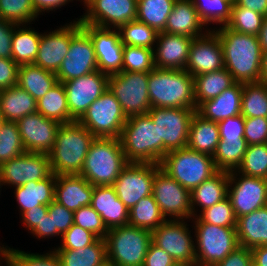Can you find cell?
Wrapping results in <instances>:
<instances>
[{
  "mask_svg": "<svg viewBox=\"0 0 267 266\" xmlns=\"http://www.w3.org/2000/svg\"><path fill=\"white\" fill-rule=\"evenodd\" d=\"M213 31L221 42L225 69L234 81L242 84L260 82L263 52L258 37L236 32L226 25L219 29L214 27Z\"/></svg>",
  "mask_w": 267,
  "mask_h": 266,
  "instance_id": "cell-1",
  "label": "cell"
},
{
  "mask_svg": "<svg viewBox=\"0 0 267 266\" xmlns=\"http://www.w3.org/2000/svg\"><path fill=\"white\" fill-rule=\"evenodd\" d=\"M96 137L78 121L61 124L48 153L55 175L80 174L88 150Z\"/></svg>",
  "mask_w": 267,
  "mask_h": 266,
  "instance_id": "cell-2",
  "label": "cell"
},
{
  "mask_svg": "<svg viewBox=\"0 0 267 266\" xmlns=\"http://www.w3.org/2000/svg\"><path fill=\"white\" fill-rule=\"evenodd\" d=\"M148 94L151 107L197 110L194 78L186 70L155 67L148 72Z\"/></svg>",
  "mask_w": 267,
  "mask_h": 266,
  "instance_id": "cell-3",
  "label": "cell"
},
{
  "mask_svg": "<svg viewBox=\"0 0 267 266\" xmlns=\"http://www.w3.org/2000/svg\"><path fill=\"white\" fill-rule=\"evenodd\" d=\"M128 163L119 138L96 137L79 175L93 186L113 185Z\"/></svg>",
  "mask_w": 267,
  "mask_h": 266,
  "instance_id": "cell-4",
  "label": "cell"
},
{
  "mask_svg": "<svg viewBox=\"0 0 267 266\" xmlns=\"http://www.w3.org/2000/svg\"><path fill=\"white\" fill-rule=\"evenodd\" d=\"M160 167L190 192L218 172L213 156L188 147L168 152Z\"/></svg>",
  "mask_w": 267,
  "mask_h": 266,
  "instance_id": "cell-5",
  "label": "cell"
},
{
  "mask_svg": "<svg viewBox=\"0 0 267 266\" xmlns=\"http://www.w3.org/2000/svg\"><path fill=\"white\" fill-rule=\"evenodd\" d=\"M105 241L112 266H143L152 231L128 224L109 229Z\"/></svg>",
  "mask_w": 267,
  "mask_h": 266,
  "instance_id": "cell-6",
  "label": "cell"
},
{
  "mask_svg": "<svg viewBox=\"0 0 267 266\" xmlns=\"http://www.w3.org/2000/svg\"><path fill=\"white\" fill-rule=\"evenodd\" d=\"M192 221L195 225V266H215L239 247L236 228L206 223L198 216L192 217Z\"/></svg>",
  "mask_w": 267,
  "mask_h": 266,
  "instance_id": "cell-7",
  "label": "cell"
},
{
  "mask_svg": "<svg viewBox=\"0 0 267 266\" xmlns=\"http://www.w3.org/2000/svg\"><path fill=\"white\" fill-rule=\"evenodd\" d=\"M119 139L128 162L158 164L157 126L148 114L128 117Z\"/></svg>",
  "mask_w": 267,
  "mask_h": 266,
  "instance_id": "cell-8",
  "label": "cell"
},
{
  "mask_svg": "<svg viewBox=\"0 0 267 266\" xmlns=\"http://www.w3.org/2000/svg\"><path fill=\"white\" fill-rule=\"evenodd\" d=\"M196 110L151 107L147 113L158 132V164L173 150L187 147L189 127Z\"/></svg>",
  "mask_w": 267,
  "mask_h": 266,
  "instance_id": "cell-9",
  "label": "cell"
},
{
  "mask_svg": "<svg viewBox=\"0 0 267 266\" xmlns=\"http://www.w3.org/2000/svg\"><path fill=\"white\" fill-rule=\"evenodd\" d=\"M127 121L121 104L107 89L96 99L78 120L95 137L120 138L122 128Z\"/></svg>",
  "mask_w": 267,
  "mask_h": 266,
  "instance_id": "cell-10",
  "label": "cell"
},
{
  "mask_svg": "<svg viewBox=\"0 0 267 266\" xmlns=\"http://www.w3.org/2000/svg\"><path fill=\"white\" fill-rule=\"evenodd\" d=\"M108 89L117 98L126 117L147 114L151 109L148 73L118 72L111 74Z\"/></svg>",
  "mask_w": 267,
  "mask_h": 266,
  "instance_id": "cell-11",
  "label": "cell"
},
{
  "mask_svg": "<svg viewBox=\"0 0 267 266\" xmlns=\"http://www.w3.org/2000/svg\"><path fill=\"white\" fill-rule=\"evenodd\" d=\"M188 221L166 220L152 231V243L164 249L177 264L196 265L195 243Z\"/></svg>",
  "mask_w": 267,
  "mask_h": 266,
  "instance_id": "cell-12",
  "label": "cell"
},
{
  "mask_svg": "<svg viewBox=\"0 0 267 266\" xmlns=\"http://www.w3.org/2000/svg\"><path fill=\"white\" fill-rule=\"evenodd\" d=\"M152 195L162 215L168 220H191L190 191L161 168L155 173Z\"/></svg>",
  "mask_w": 267,
  "mask_h": 266,
  "instance_id": "cell-13",
  "label": "cell"
},
{
  "mask_svg": "<svg viewBox=\"0 0 267 266\" xmlns=\"http://www.w3.org/2000/svg\"><path fill=\"white\" fill-rule=\"evenodd\" d=\"M160 168V164L136 162H129L124 167L112 186L128 209L152 194L154 176Z\"/></svg>",
  "mask_w": 267,
  "mask_h": 266,
  "instance_id": "cell-14",
  "label": "cell"
},
{
  "mask_svg": "<svg viewBox=\"0 0 267 266\" xmlns=\"http://www.w3.org/2000/svg\"><path fill=\"white\" fill-rule=\"evenodd\" d=\"M227 197L236 219L267 205V179L229 172Z\"/></svg>",
  "mask_w": 267,
  "mask_h": 266,
  "instance_id": "cell-15",
  "label": "cell"
},
{
  "mask_svg": "<svg viewBox=\"0 0 267 266\" xmlns=\"http://www.w3.org/2000/svg\"><path fill=\"white\" fill-rule=\"evenodd\" d=\"M86 13L81 23L103 28H116L137 18V0H81Z\"/></svg>",
  "mask_w": 267,
  "mask_h": 266,
  "instance_id": "cell-16",
  "label": "cell"
},
{
  "mask_svg": "<svg viewBox=\"0 0 267 266\" xmlns=\"http://www.w3.org/2000/svg\"><path fill=\"white\" fill-rule=\"evenodd\" d=\"M109 76L97 70L88 75L62 82L72 121H78L89 106L108 89Z\"/></svg>",
  "mask_w": 267,
  "mask_h": 266,
  "instance_id": "cell-17",
  "label": "cell"
},
{
  "mask_svg": "<svg viewBox=\"0 0 267 266\" xmlns=\"http://www.w3.org/2000/svg\"><path fill=\"white\" fill-rule=\"evenodd\" d=\"M52 174L48 154L26 152L0 164V182L5 186H21L41 181Z\"/></svg>",
  "mask_w": 267,
  "mask_h": 266,
  "instance_id": "cell-18",
  "label": "cell"
},
{
  "mask_svg": "<svg viewBox=\"0 0 267 266\" xmlns=\"http://www.w3.org/2000/svg\"><path fill=\"white\" fill-rule=\"evenodd\" d=\"M98 70L94 44L81 27L71 38L69 51L56 73L58 82L79 78Z\"/></svg>",
  "mask_w": 267,
  "mask_h": 266,
  "instance_id": "cell-19",
  "label": "cell"
},
{
  "mask_svg": "<svg viewBox=\"0 0 267 266\" xmlns=\"http://www.w3.org/2000/svg\"><path fill=\"white\" fill-rule=\"evenodd\" d=\"M94 44L97 66L100 72L108 75L122 72L123 43L119 30L81 23Z\"/></svg>",
  "mask_w": 267,
  "mask_h": 266,
  "instance_id": "cell-20",
  "label": "cell"
},
{
  "mask_svg": "<svg viewBox=\"0 0 267 266\" xmlns=\"http://www.w3.org/2000/svg\"><path fill=\"white\" fill-rule=\"evenodd\" d=\"M81 27V21L77 18V21L67 23L52 32L41 33L34 65L57 73L69 51L72 36Z\"/></svg>",
  "mask_w": 267,
  "mask_h": 266,
  "instance_id": "cell-21",
  "label": "cell"
},
{
  "mask_svg": "<svg viewBox=\"0 0 267 266\" xmlns=\"http://www.w3.org/2000/svg\"><path fill=\"white\" fill-rule=\"evenodd\" d=\"M26 152L48 154L54 146L61 125L35 112L16 121Z\"/></svg>",
  "mask_w": 267,
  "mask_h": 266,
  "instance_id": "cell-22",
  "label": "cell"
},
{
  "mask_svg": "<svg viewBox=\"0 0 267 266\" xmlns=\"http://www.w3.org/2000/svg\"><path fill=\"white\" fill-rule=\"evenodd\" d=\"M225 68L223 51L218 35L210 29L193 38L185 70L193 77Z\"/></svg>",
  "mask_w": 267,
  "mask_h": 266,
  "instance_id": "cell-23",
  "label": "cell"
},
{
  "mask_svg": "<svg viewBox=\"0 0 267 266\" xmlns=\"http://www.w3.org/2000/svg\"><path fill=\"white\" fill-rule=\"evenodd\" d=\"M193 38L159 32L153 49L154 65L161 69L185 70Z\"/></svg>",
  "mask_w": 267,
  "mask_h": 266,
  "instance_id": "cell-24",
  "label": "cell"
},
{
  "mask_svg": "<svg viewBox=\"0 0 267 266\" xmlns=\"http://www.w3.org/2000/svg\"><path fill=\"white\" fill-rule=\"evenodd\" d=\"M93 190L94 186L79 174L56 175L54 201L74 212L91 205Z\"/></svg>",
  "mask_w": 267,
  "mask_h": 266,
  "instance_id": "cell-25",
  "label": "cell"
},
{
  "mask_svg": "<svg viewBox=\"0 0 267 266\" xmlns=\"http://www.w3.org/2000/svg\"><path fill=\"white\" fill-rule=\"evenodd\" d=\"M91 206L102 217L108 230L128 225L129 209L118 198L112 185L94 186Z\"/></svg>",
  "mask_w": 267,
  "mask_h": 266,
  "instance_id": "cell-26",
  "label": "cell"
},
{
  "mask_svg": "<svg viewBox=\"0 0 267 266\" xmlns=\"http://www.w3.org/2000/svg\"><path fill=\"white\" fill-rule=\"evenodd\" d=\"M242 91L243 84L235 83L217 97L202 102L196 112L214 122L241 115Z\"/></svg>",
  "mask_w": 267,
  "mask_h": 266,
  "instance_id": "cell-27",
  "label": "cell"
},
{
  "mask_svg": "<svg viewBox=\"0 0 267 266\" xmlns=\"http://www.w3.org/2000/svg\"><path fill=\"white\" fill-rule=\"evenodd\" d=\"M203 26L191 0H176L163 32L196 38L209 30Z\"/></svg>",
  "mask_w": 267,
  "mask_h": 266,
  "instance_id": "cell-28",
  "label": "cell"
},
{
  "mask_svg": "<svg viewBox=\"0 0 267 266\" xmlns=\"http://www.w3.org/2000/svg\"><path fill=\"white\" fill-rule=\"evenodd\" d=\"M236 233L241 247L267 245V205L237 218Z\"/></svg>",
  "mask_w": 267,
  "mask_h": 266,
  "instance_id": "cell-29",
  "label": "cell"
},
{
  "mask_svg": "<svg viewBox=\"0 0 267 266\" xmlns=\"http://www.w3.org/2000/svg\"><path fill=\"white\" fill-rule=\"evenodd\" d=\"M229 172L218 171L190 192L193 217L227 197ZM195 206L197 208H195Z\"/></svg>",
  "mask_w": 267,
  "mask_h": 266,
  "instance_id": "cell-30",
  "label": "cell"
},
{
  "mask_svg": "<svg viewBox=\"0 0 267 266\" xmlns=\"http://www.w3.org/2000/svg\"><path fill=\"white\" fill-rule=\"evenodd\" d=\"M56 175L52 173L41 181H29L14 190L15 199L21 211L20 215L38 205H49L54 201Z\"/></svg>",
  "mask_w": 267,
  "mask_h": 266,
  "instance_id": "cell-31",
  "label": "cell"
},
{
  "mask_svg": "<svg viewBox=\"0 0 267 266\" xmlns=\"http://www.w3.org/2000/svg\"><path fill=\"white\" fill-rule=\"evenodd\" d=\"M37 112V101L19 85L0 90V114L5 121H17Z\"/></svg>",
  "mask_w": 267,
  "mask_h": 266,
  "instance_id": "cell-32",
  "label": "cell"
},
{
  "mask_svg": "<svg viewBox=\"0 0 267 266\" xmlns=\"http://www.w3.org/2000/svg\"><path fill=\"white\" fill-rule=\"evenodd\" d=\"M220 141L218 122L204 119L197 112L189 127L187 147L196 152L213 156Z\"/></svg>",
  "mask_w": 267,
  "mask_h": 266,
  "instance_id": "cell-33",
  "label": "cell"
},
{
  "mask_svg": "<svg viewBox=\"0 0 267 266\" xmlns=\"http://www.w3.org/2000/svg\"><path fill=\"white\" fill-rule=\"evenodd\" d=\"M62 266H102L108 262L105 239L97 238L92 244L74 249H52Z\"/></svg>",
  "mask_w": 267,
  "mask_h": 266,
  "instance_id": "cell-34",
  "label": "cell"
},
{
  "mask_svg": "<svg viewBox=\"0 0 267 266\" xmlns=\"http://www.w3.org/2000/svg\"><path fill=\"white\" fill-rule=\"evenodd\" d=\"M57 82L54 72L34 64L19 65L17 85L30 93L36 101L52 89Z\"/></svg>",
  "mask_w": 267,
  "mask_h": 266,
  "instance_id": "cell-35",
  "label": "cell"
},
{
  "mask_svg": "<svg viewBox=\"0 0 267 266\" xmlns=\"http://www.w3.org/2000/svg\"><path fill=\"white\" fill-rule=\"evenodd\" d=\"M28 25L17 24L13 31L11 59L18 65L34 64L37 57L41 34Z\"/></svg>",
  "mask_w": 267,
  "mask_h": 266,
  "instance_id": "cell-36",
  "label": "cell"
},
{
  "mask_svg": "<svg viewBox=\"0 0 267 266\" xmlns=\"http://www.w3.org/2000/svg\"><path fill=\"white\" fill-rule=\"evenodd\" d=\"M194 78V98L196 107L202 102L215 98L236 82L227 69L197 75Z\"/></svg>",
  "mask_w": 267,
  "mask_h": 266,
  "instance_id": "cell-37",
  "label": "cell"
},
{
  "mask_svg": "<svg viewBox=\"0 0 267 266\" xmlns=\"http://www.w3.org/2000/svg\"><path fill=\"white\" fill-rule=\"evenodd\" d=\"M37 112L60 124L73 122L67 104V95L63 83L57 82L43 97L37 100Z\"/></svg>",
  "mask_w": 267,
  "mask_h": 266,
  "instance_id": "cell-38",
  "label": "cell"
},
{
  "mask_svg": "<svg viewBox=\"0 0 267 266\" xmlns=\"http://www.w3.org/2000/svg\"><path fill=\"white\" fill-rule=\"evenodd\" d=\"M176 0H137L136 20L155 29L158 33L166 27Z\"/></svg>",
  "mask_w": 267,
  "mask_h": 266,
  "instance_id": "cell-39",
  "label": "cell"
},
{
  "mask_svg": "<svg viewBox=\"0 0 267 266\" xmlns=\"http://www.w3.org/2000/svg\"><path fill=\"white\" fill-rule=\"evenodd\" d=\"M165 221L166 218L162 215L152 194L141 198L135 206L129 209L128 224L131 226L153 231Z\"/></svg>",
  "mask_w": 267,
  "mask_h": 266,
  "instance_id": "cell-40",
  "label": "cell"
},
{
  "mask_svg": "<svg viewBox=\"0 0 267 266\" xmlns=\"http://www.w3.org/2000/svg\"><path fill=\"white\" fill-rule=\"evenodd\" d=\"M248 144L245 139H220L213 160L218 171H236Z\"/></svg>",
  "mask_w": 267,
  "mask_h": 266,
  "instance_id": "cell-41",
  "label": "cell"
},
{
  "mask_svg": "<svg viewBox=\"0 0 267 266\" xmlns=\"http://www.w3.org/2000/svg\"><path fill=\"white\" fill-rule=\"evenodd\" d=\"M241 115L244 118H267V83H244L242 91Z\"/></svg>",
  "mask_w": 267,
  "mask_h": 266,
  "instance_id": "cell-42",
  "label": "cell"
},
{
  "mask_svg": "<svg viewBox=\"0 0 267 266\" xmlns=\"http://www.w3.org/2000/svg\"><path fill=\"white\" fill-rule=\"evenodd\" d=\"M201 22L208 27L209 24L225 26L231 18L232 0H191Z\"/></svg>",
  "mask_w": 267,
  "mask_h": 266,
  "instance_id": "cell-43",
  "label": "cell"
},
{
  "mask_svg": "<svg viewBox=\"0 0 267 266\" xmlns=\"http://www.w3.org/2000/svg\"><path fill=\"white\" fill-rule=\"evenodd\" d=\"M118 30L123 45L154 49L158 32L150 26L134 20L121 25Z\"/></svg>",
  "mask_w": 267,
  "mask_h": 266,
  "instance_id": "cell-44",
  "label": "cell"
},
{
  "mask_svg": "<svg viewBox=\"0 0 267 266\" xmlns=\"http://www.w3.org/2000/svg\"><path fill=\"white\" fill-rule=\"evenodd\" d=\"M26 153L15 121H3L0 126V164Z\"/></svg>",
  "mask_w": 267,
  "mask_h": 266,
  "instance_id": "cell-45",
  "label": "cell"
},
{
  "mask_svg": "<svg viewBox=\"0 0 267 266\" xmlns=\"http://www.w3.org/2000/svg\"><path fill=\"white\" fill-rule=\"evenodd\" d=\"M236 172L267 179V143L249 145Z\"/></svg>",
  "mask_w": 267,
  "mask_h": 266,
  "instance_id": "cell-46",
  "label": "cell"
},
{
  "mask_svg": "<svg viewBox=\"0 0 267 266\" xmlns=\"http://www.w3.org/2000/svg\"><path fill=\"white\" fill-rule=\"evenodd\" d=\"M264 18V15L238 6L234 2L231 7V18L226 26L239 33L257 36L263 25Z\"/></svg>",
  "mask_w": 267,
  "mask_h": 266,
  "instance_id": "cell-47",
  "label": "cell"
},
{
  "mask_svg": "<svg viewBox=\"0 0 267 266\" xmlns=\"http://www.w3.org/2000/svg\"><path fill=\"white\" fill-rule=\"evenodd\" d=\"M154 68L153 49L123 45L122 71L148 73Z\"/></svg>",
  "mask_w": 267,
  "mask_h": 266,
  "instance_id": "cell-48",
  "label": "cell"
},
{
  "mask_svg": "<svg viewBox=\"0 0 267 266\" xmlns=\"http://www.w3.org/2000/svg\"><path fill=\"white\" fill-rule=\"evenodd\" d=\"M37 17L31 0H0V20L30 26Z\"/></svg>",
  "mask_w": 267,
  "mask_h": 266,
  "instance_id": "cell-49",
  "label": "cell"
},
{
  "mask_svg": "<svg viewBox=\"0 0 267 266\" xmlns=\"http://www.w3.org/2000/svg\"><path fill=\"white\" fill-rule=\"evenodd\" d=\"M6 261L10 266H62L57 254L52 249L46 254H39L7 246Z\"/></svg>",
  "mask_w": 267,
  "mask_h": 266,
  "instance_id": "cell-50",
  "label": "cell"
},
{
  "mask_svg": "<svg viewBox=\"0 0 267 266\" xmlns=\"http://www.w3.org/2000/svg\"><path fill=\"white\" fill-rule=\"evenodd\" d=\"M203 222L221 227L236 228L237 219L228 197L213 206L204 209L197 215Z\"/></svg>",
  "mask_w": 267,
  "mask_h": 266,
  "instance_id": "cell-51",
  "label": "cell"
},
{
  "mask_svg": "<svg viewBox=\"0 0 267 266\" xmlns=\"http://www.w3.org/2000/svg\"><path fill=\"white\" fill-rule=\"evenodd\" d=\"M74 224L91 231L98 238L105 239L108 233L102 217L91 205L83 206L74 211Z\"/></svg>",
  "mask_w": 267,
  "mask_h": 266,
  "instance_id": "cell-52",
  "label": "cell"
},
{
  "mask_svg": "<svg viewBox=\"0 0 267 266\" xmlns=\"http://www.w3.org/2000/svg\"><path fill=\"white\" fill-rule=\"evenodd\" d=\"M61 245L54 249H74L92 244L98 237L91 231L73 224L62 236Z\"/></svg>",
  "mask_w": 267,
  "mask_h": 266,
  "instance_id": "cell-53",
  "label": "cell"
},
{
  "mask_svg": "<svg viewBox=\"0 0 267 266\" xmlns=\"http://www.w3.org/2000/svg\"><path fill=\"white\" fill-rule=\"evenodd\" d=\"M244 139L249 145L267 143V118H244Z\"/></svg>",
  "mask_w": 267,
  "mask_h": 266,
  "instance_id": "cell-54",
  "label": "cell"
},
{
  "mask_svg": "<svg viewBox=\"0 0 267 266\" xmlns=\"http://www.w3.org/2000/svg\"><path fill=\"white\" fill-rule=\"evenodd\" d=\"M48 213L52 217L53 229H57L61 235L74 224V212L56 201L48 205Z\"/></svg>",
  "mask_w": 267,
  "mask_h": 266,
  "instance_id": "cell-55",
  "label": "cell"
},
{
  "mask_svg": "<svg viewBox=\"0 0 267 266\" xmlns=\"http://www.w3.org/2000/svg\"><path fill=\"white\" fill-rule=\"evenodd\" d=\"M244 117L236 115L218 122L220 139H244Z\"/></svg>",
  "mask_w": 267,
  "mask_h": 266,
  "instance_id": "cell-56",
  "label": "cell"
},
{
  "mask_svg": "<svg viewBox=\"0 0 267 266\" xmlns=\"http://www.w3.org/2000/svg\"><path fill=\"white\" fill-rule=\"evenodd\" d=\"M18 68L12 59L0 58V90L17 85Z\"/></svg>",
  "mask_w": 267,
  "mask_h": 266,
  "instance_id": "cell-57",
  "label": "cell"
},
{
  "mask_svg": "<svg viewBox=\"0 0 267 266\" xmlns=\"http://www.w3.org/2000/svg\"><path fill=\"white\" fill-rule=\"evenodd\" d=\"M177 263L164 249L152 242L149 244L143 266H175Z\"/></svg>",
  "mask_w": 267,
  "mask_h": 266,
  "instance_id": "cell-58",
  "label": "cell"
},
{
  "mask_svg": "<svg viewBox=\"0 0 267 266\" xmlns=\"http://www.w3.org/2000/svg\"><path fill=\"white\" fill-rule=\"evenodd\" d=\"M17 23L0 20V58L11 59L12 36Z\"/></svg>",
  "mask_w": 267,
  "mask_h": 266,
  "instance_id": "cell-59",
  "label": "cell"
},
{
  "mask_svg": "<svg viewBox=\"0 0 267 266\" xmlns=\"http://www.w3.org/2000/svg\"><path fill=\"white\" fill-rule=\"evenodd\" d=\"M215 266H253L251 249L239 246Z\"/></svg>",
  "mask_w": 267,
  "mask_h": 266,
  "instance_id": "cell-60",
  "label": "cell"
},
{
  "mask_svg": "<svg viewBox=\"0 0 267 266\" xmlns=\"http://www.w3.org/2000/svg\"><path fill=\"white\" fill-rule=\"evenodd\" d=\"M48 212V205H38L21 214V221H23L24 227L31 233L40 220ZM26 225V226H25Z\"/></svg>",
  "mask_w": 267,
  "mask_h": 266,
  "instance_id": "cell-61",
  "label": "cell"
},
{
  "mask_svg": "<svg viewBox=\"0 0 267 266\" xmlns=\"http://www.w3.org/2000/svg\"><path fill=\"white\" fill-rule=\"evenodd\" d=\"M35 235L38 239L42 238H51L55 236H59L61 238V234L57 231V229H53V222L52 217L47 212L44 216H42V219L36 226V228L31 232V235Z\"/></svg>",
  "mask_w": 267,
  "mask_h": 266,
  "instance_id": "cell-62",
  "label": "cell"
},
{
  "mask_svg": "<svg viewBox=\"0 0 267 266\" xmlns=\"http://www.w3.org/2000/svg\"><path fill=\"white\" fill-rule=\"evenodd\" d=\"M72 1L73 0H31L35 12L38 15H41V13L43 14V12L55 11L59 9V7L61 8Z\"/></svg>",
  "mask_w": 267,
  "mask_h": 266,
  "instance_id": "cell-63",
  "label": "cell"
},
{
  "mask_svg": "<svg viewBox=\"0 0 267 266\" xmlns=\"http://www.w3.org/2000/svg\"><path fill=\"white\" fill-rule=\"evenodd\" d=\"M238 6L248 8L254 12L267 15V0H235Z\"/></svg>",
  "mask_w": 267,
  "mask_h": 266,
  "instance_id": "cell-64",
  "label": "cell"
},
{
  "mask_svg": "<svg viewBox=\"0 0 267 266\" xmlns=\"http://www.w3.org/2000/svg\"><path fill=\"white\" fill-rule=\"evenodd\" d=\"M253 266H267V245L251 249Z\"/></svg>",
  "mask_w": 267,
  "mask_h": 266,
  "instance_id": "cell-65",
  "label": "cell"
},
{
  "mask_svg": "<svg viewBox=\"0 0 267 266\" xmlns=\"http://www.w3.org/2000/svg\"><path fill=\"white\" fill-rule=\"evenodd\" d=\"M257 37L262 52H267V15L264 18L263 25L261 26Z\"/></svg>",
  "mask_w": 267,
  "mask_h": 266,
  "instance_id": "cell-66",
  "label": "cell"
},
{
  "mask_svg": "<svg viewBox=\"0 0 267 266\" xmlns=\"http://www.w3.org/2000/svg\"><path fill=\"white\" fill-rule=\"evenodd\" d=\"M261 82L267 83V52L262 53L261 58Z\"/></svg>",
  "mask_w": 267,
  "mask_h": 266,
  "instance_id": "cell-67",
  "label": "cell"
},
{
  "mask_svg": "<svg viewBox=\"0 0 267 266\" xmlns=\"http://www.w3.org/2000/svg\"><path fill=\"white\" fill-rule=\"evenodd\" d=\"M7 246L4 245L0 246V255H6Z\"/></svg>",
  "mask_w": 267,
  "mask_h": 266,
  "instance_id": "cell-68",
  "label": "cell"
},
{
  "mask_svg": "<svg viewBox=\"0 0 267 266\" xmlns=\"http://www.w3.org/2000/svg\"><path fill=\"white\" fill-rule=\"evenodd\" d=\"M0 260H2V261H3V260L6 261V255H0ZM1 264H2V263H1V261H0V266H1Z\"/></svg>",
  "mask_w": 267,
  "mask_h": 266,
  "instance_id": "cell-69",
  "label": "cell"
},
{
  "mask_svg": "<svg viewBox=\"0 0 267 266\" xmlns=\"http://www.w3.org/2000/svg\"><path fill=\"white\" fill-rule=\"evenodd\" d=\"M3 121H4V120H3V118H2V116H1V114H0V126H1V124H2Z\"/></svg>",
  "mask_w": 267,
  "mask_h": 266,
  "instance_id": "cell-70",
  "label": "cell"
},
{
  "mask_svg": "<svg viewBox=\"0 0 267 266\" xmlns=\"http://www.w3.org/2000/svg\"><path fill=\"white\" fill-rule=\"evenodd\" d=\"M102 266H112V265L109 262H107L106 264H104Z\"/></svg>",
  "mask_w": 267,
  "mask_h": 266,
  "instance_id": "cell-71",
  "label": "cell"
},
{
  "mask_svg": "<svg viewBox=\"0 0 267 266\" xmlns=\"http://www.w3.org/2000/svg\"><path fill=\"white\" fill-rule=\"evenodd\" d=\"M175 266H189V265H184V264H177Z\"/></svg>",
  "mask_w": 267,
  "mask_h": 266,
  "instance_id": "cell-72",
  "label": "cell"
},
{
  "mask_svg": "<svg viewBox=\"0 0 267 266\" xmlns=\"http://www.w3.org/2000/svg\"><path fill=\"white\" fill-rule=\"evenodd\" d=\"M5 264H6V266H10V264L7 262V261H5ZM2 266V265H1Z\"/></svg>",
  "mask_w": 267,
  "mask_h": 266,
  "instance_id": "cell-73",
  "label": "cell"
}]
</instances>
